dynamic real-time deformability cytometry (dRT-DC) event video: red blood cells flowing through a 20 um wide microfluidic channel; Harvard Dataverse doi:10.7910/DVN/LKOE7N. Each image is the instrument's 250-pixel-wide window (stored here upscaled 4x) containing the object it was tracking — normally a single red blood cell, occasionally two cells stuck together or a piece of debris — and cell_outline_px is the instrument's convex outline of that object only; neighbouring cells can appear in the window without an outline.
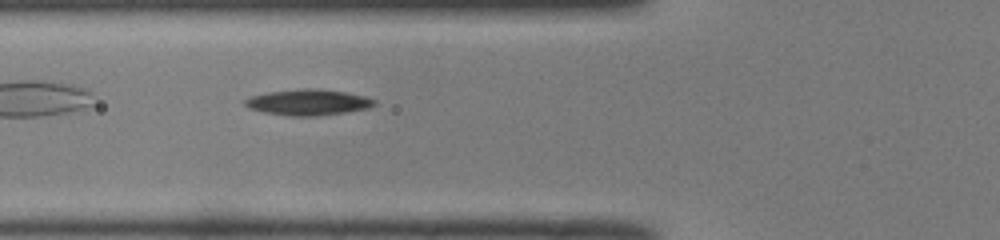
{"species": "common noctule bat (a hibernating species)", "species_latin": "Nyctalus noctula", "temperature_condition": "room temperature", "stored_images_in_passage": 35, "camera_frame_rate_fps": 3000, "um_per_image_px": 0.085, "animal": {"sex": "male", "body_mass_g": 19.0, "forearm_length_mm": 50.8}, "frame": {"image": 1, "passage_image": 5, "time_ms": 1.333, "image_size_px": [1000, 240], "cell_outline_px": [[376, 104], [368, 108], [344, 112], [316, 116], [292, 116], [264, 112], [252, 108], [244, 104], [244, 100], [252, 96], [268, 92], [308, 88], [316, 88], [344, 92], [364, 96], [376, 100]], "centroid_in_image_um": [26.21, 8.69], "position_along_channel_um": 99.6, "area_um2": 19.19}}
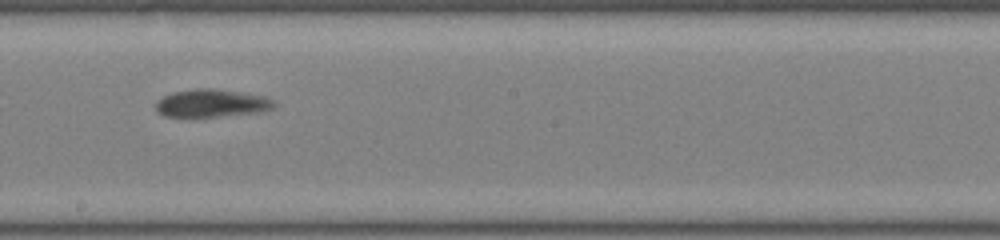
{"frame": {"image": 2, "passage_image": 15, "time_ms": 4.667, "image_size_px": [1000, 240], "cell_outline_px": [[276, 104], [272, 108], [260, 112], [216, 116], [164, 116], [156, 112], [156, 100], [172, 92], [196, 88], [212, 88], [240, 92], [264, 96], [272, 100]], "centroid_in_image_um": [17.95, 8.76], "position_along_channel_um": 230.3, "area_um2": 19.02}}
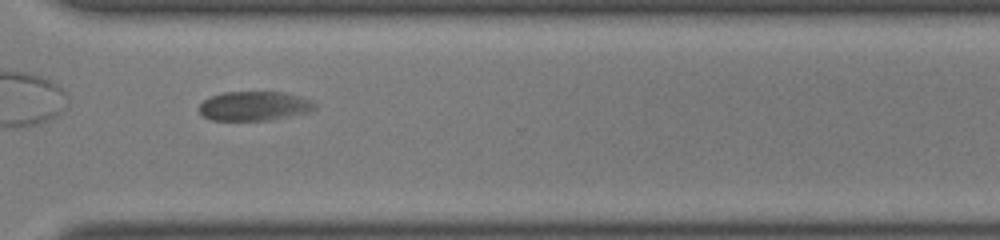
{"frame": {"image": 3, "passage_image": 24, "time_ms": 7.667, "image_size_px": [1000, 240], "cell_outline_px": [[316, 108], [308, 112], [288, 116], [264, 120], [212, 120], [204, 116], [200, 112], [200, 104], [204, 100], [212, 96], [224, 92], [284, 92], [300, 96], [312, 100], [316, 104]], "centroid_in_image_um": [21.63, 9.0], "position_along_channel_um": 349.0, "area_um2": 19.54}, "authors_computed_cell_mechanics": {"area_um2": 19.5364, "velocity_mm_per_s": 3.9324, "shape_relaxation_time_tau1_ms": null, "shape_relaxation_time_tau2_ms": 0.8661, "deformation_change_tau1": null, "deformation_change_tau2": 0.0487}}